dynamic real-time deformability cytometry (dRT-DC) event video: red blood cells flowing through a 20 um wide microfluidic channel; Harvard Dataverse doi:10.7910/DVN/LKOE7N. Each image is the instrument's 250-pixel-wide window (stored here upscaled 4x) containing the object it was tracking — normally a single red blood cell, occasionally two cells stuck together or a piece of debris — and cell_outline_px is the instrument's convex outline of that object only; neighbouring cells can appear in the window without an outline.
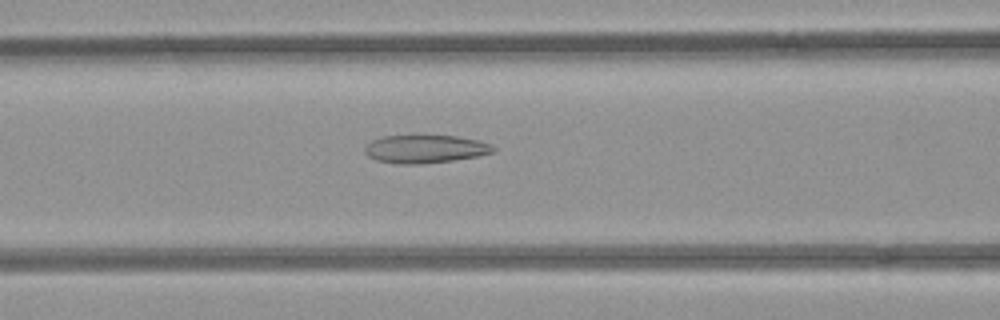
{"species": "common noctule bat (a hibernating species)", "species_latin": "Nyctalus noctula", "temperature_condition": "room temperature", "stored_images_in_passage": 20, "camera_frame_rate_fps": 3000, "um_per_image_px": 0.085, "animal": {"sex": "female", "body_mass_g": 21.9}, "frame": {"image": 1, "passage_image": 6, "time_ms": 1.667, "image_size_px": [1000, 320], "cell_outline_px": [[496, 152], [476, 156], [452, 160], [420, 164], [396, 164], [376, 160], [368, 156], [364, 152], [364, 148], [372, 140], [384, 136], [456, 136], [476, 140], [488, 144], [496, 148]], "centroid_in_image_um": [36.11, 12.67], "position_along_channel_um": 130.5, "area_um2": 20.81}}
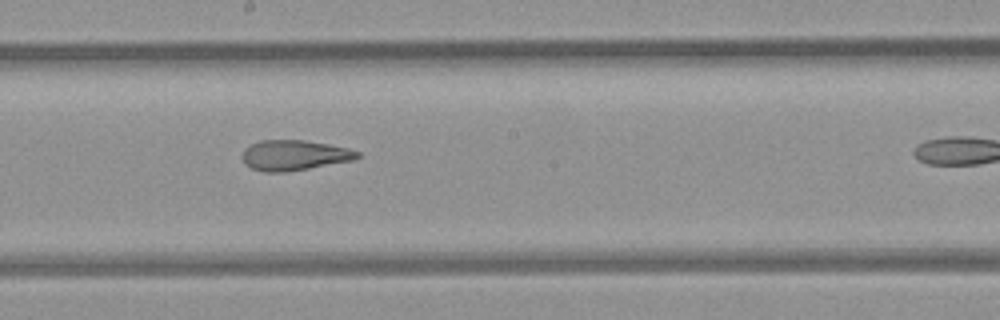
{"frame": {"image": 2, "passage_image": 13, "time_ms": 4.0, "image_size_px": [1000, 320], "cell_outline_px": [[360, 156], [352, 160], [308, 168], [284, 172], [264, 172], [252, 168], [244, 164], [244, 148], [260, 140], [304, 140], [328, 144], [348, 148], [360, 152]], "centroid_in_image_um": [25.01, 13.19], "position_along_channel_um": 223.2, "area_um2": 20.06}}
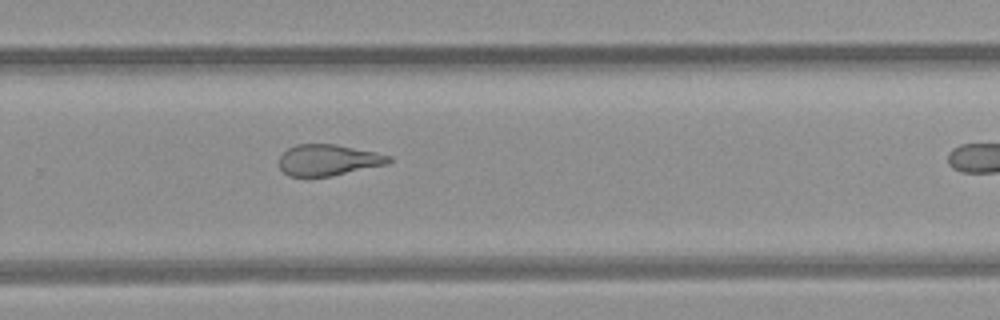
{"frame": {"image": 3, "passage_image": 19, "time_ms": 6.0, "image_size_px": [1000, 320], "cell_outline_px": [[392, 160], [388, 164], [332, 176], [288, 176], [280, 168], [280, 156], [288, 148], [296, 144], [336, 144], [376, 152], [392, 156]], "centroid_in_image_um": [27.93, 13.6], "position_along_channel_um": 301.9, "area_um2": 19.94}}